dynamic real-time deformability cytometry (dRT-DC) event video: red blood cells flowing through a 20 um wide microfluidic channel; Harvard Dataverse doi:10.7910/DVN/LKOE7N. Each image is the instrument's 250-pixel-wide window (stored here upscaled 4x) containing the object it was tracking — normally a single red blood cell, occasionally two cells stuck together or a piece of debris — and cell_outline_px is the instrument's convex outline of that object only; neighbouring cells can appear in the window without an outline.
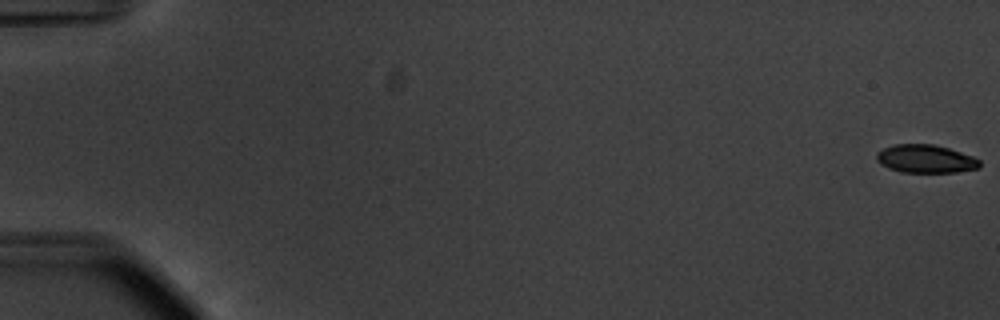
{"species": "common noctule bat (a hibernating species)", "species_latin": "Nyctalus noctula", "temperature_condition": "warm", "stored_images_in_passage": 52, "camera_frame_rate_fps": 3000, "um_per_image_px": 0.085, "animal": {"sex": "male", "body_mass_g": 20.1, "forearm_length_mm": 53.5}, "frame": {"image": 1, "passage_image": 1, "time_ms": 0.0, "image_size_px": [1000, 320], "cell_outline_px": [[980, 168], [956, 172], [900, 172], [888, 168], [880, 164], [876, 160], [876, 152], [892, 144], [932, 144], [948, 148], [972, 156], [980, 160]], "centroid_in_image_um": [78.64, 13.5], "position_along_channel_um": 6.4, "area_um2": 16.99}}
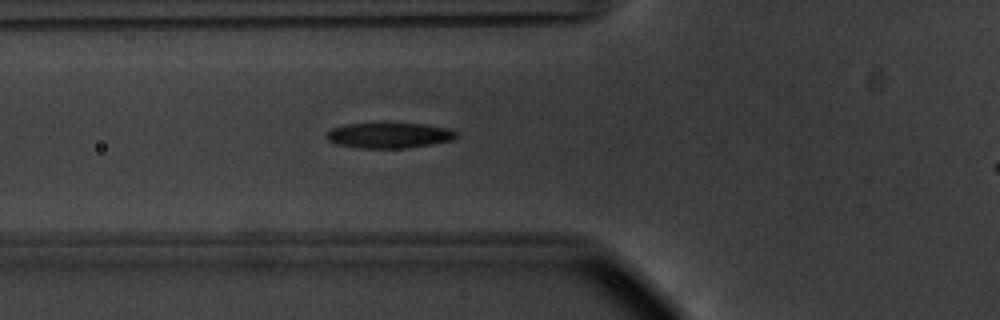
{"frame": {"image": 2, "passage_image": 22, "time_ms": 7.0, "image_size_px": [1000, 320], "cell_outline_px": [[456, 136], [452, 140], [432, 144], [404, 148], [356, 148], [336, 144], [328, 140], [324, 136], [332, 128], [344, 124], [424, 124], [448, 128], [456, 132]], "centroid_in_image_um": [33.03, 11.52], "position_along_channel_um": 92.8, "area_um2": 19.07}}
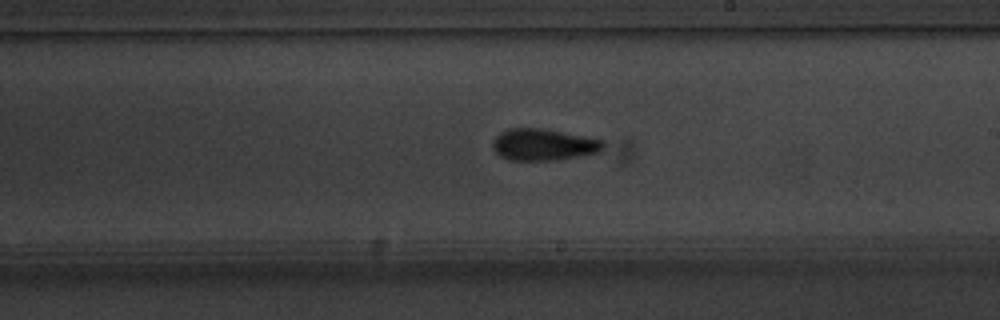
{"frame": {"image": 3, "passage_image": 34, "time_ms": 11.0, "image_size_px": [1000, 320], "cell_outline_px": [[604, 148], [600, 152], [560, 160], [508, 160], [500, 156], [492, 148], [492, 140], [500, 132], [508, 128], [540, 128], [604, 140]], "centroid_in_image_um": [46.18, 12.3], "position_along_channel_um": 242.8, "area_um2": 20.52}}